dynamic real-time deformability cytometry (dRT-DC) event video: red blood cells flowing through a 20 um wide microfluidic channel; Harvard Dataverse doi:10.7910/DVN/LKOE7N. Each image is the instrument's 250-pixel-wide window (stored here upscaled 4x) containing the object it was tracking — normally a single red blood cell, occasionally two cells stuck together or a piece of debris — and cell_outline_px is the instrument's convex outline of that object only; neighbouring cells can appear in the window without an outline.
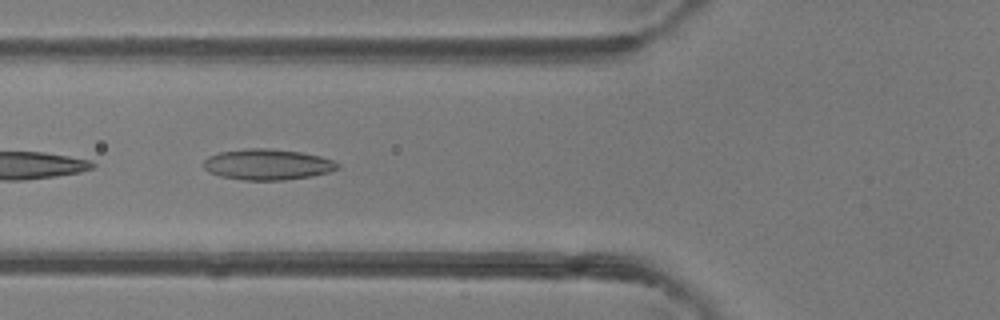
{"species": "common noctule bat (a hibernating species)", "species_latin": "Nyctalus noctula", "temperature_condition": "room temperature", "stored_images_in_passage": 16, "camera_frame_rate_fps": 3000, "um_per_image_px": 0.085, "animal": {"sex": "female"}, "frame": {"image": 1, "passage_image": 14, "time_ms": 4.333, "image_size_px": [1000, 320], "cell_outline_px": [[340, 168], [328, 172], [312, 176], [284, 180], [244, 180], [220, 176], [208, 172], [204, 168], [204, 160], [208, 156], [220, 152], [248, 148], [268, 148], [300, 152], [320, 156], [332, 160], [340, 164]], "centroid_in_image_um": [22.73, 13.98], "position_along_channel_um": 103.1, "area_um2": 24.1}}